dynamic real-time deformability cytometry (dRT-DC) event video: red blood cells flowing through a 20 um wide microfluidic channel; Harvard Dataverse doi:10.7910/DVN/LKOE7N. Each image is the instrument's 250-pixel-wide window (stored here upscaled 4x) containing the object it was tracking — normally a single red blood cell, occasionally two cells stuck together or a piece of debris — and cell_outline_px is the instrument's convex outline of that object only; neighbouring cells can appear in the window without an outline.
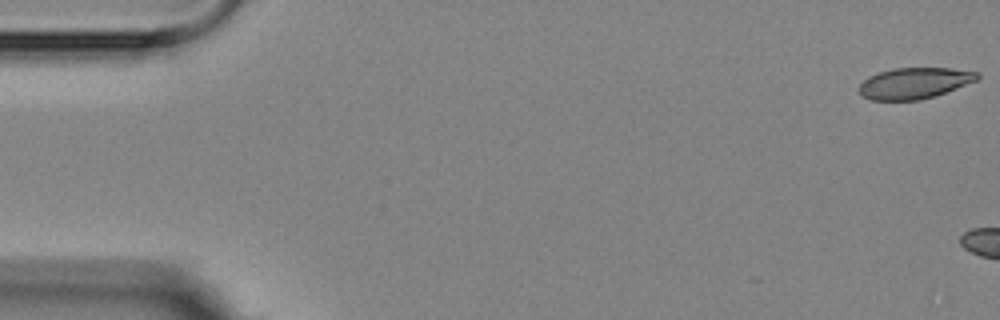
{"species": "Egyptian fruit bat (a non-hibernating species)", "species_latin": "Rousettus aegyptiacus", "temperature_condition": "room temperature", "stored_images_in_passage": 2, "camera_frame_rate_fps": 3000, "um_per_image_px": 0.085, "animal": {"sex": "female"}, "frame": {"image": 1, "passage_image": 1, "time_ms": 0.0, "image_size_px": [1000, 320], "cell_outline_px": [[980, 76], [976, 80], [936, 96], [920, 100], [872, 100], [860, 96], [856, 88], [868, 76], [892, 68], [952, 68], [980, 72]], "centroid_in_image_um": [77.68, 7.07], "position_along_channel_um": 7.3, "area_um2": 21.62}}